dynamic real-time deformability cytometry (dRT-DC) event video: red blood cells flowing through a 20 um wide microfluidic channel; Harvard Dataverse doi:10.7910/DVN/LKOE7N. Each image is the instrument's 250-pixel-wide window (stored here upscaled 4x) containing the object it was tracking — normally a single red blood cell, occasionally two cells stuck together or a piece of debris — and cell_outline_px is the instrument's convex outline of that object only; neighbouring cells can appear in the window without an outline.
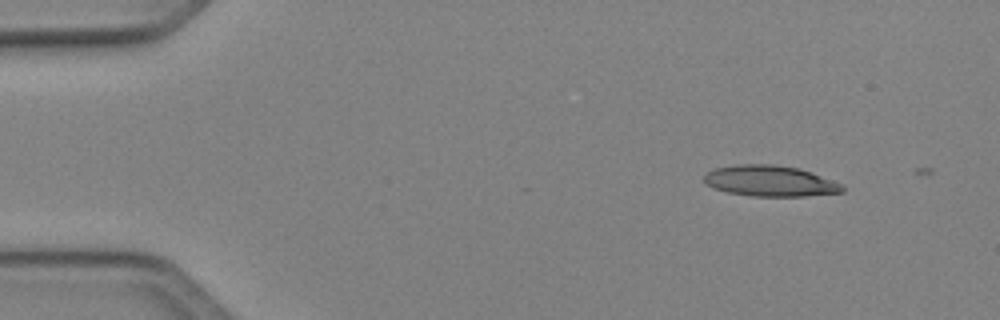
{"species": "Egyptian fruit bat (a non-hibernating species)", "species_latin": "Rousettus aegyptiacus", "temperature_condition": "cold", "stored_images_in_passage": 6, "camera_frame_rate_fps": 3000, "um_per_image_px": 0.085, "animal": {"sex": "female"}, "frame": {"image": 1, "passage_image": 2, "time_ms": 0.333, "image_size_px": [1000, 320], "cell_outline_px": [[844, 192], [804, 196], [752, 196], [728, 192], [704, 184], [704, 176], [708, 172], [716, 168], [740, 164], [772, 164], [800, 168], [832, 180], [840, 184], [844, 188]], "centroid_in_image_um": [65.46, 15.38], "position_along_channel_um": 19.5, "area_um2": 24.68}}